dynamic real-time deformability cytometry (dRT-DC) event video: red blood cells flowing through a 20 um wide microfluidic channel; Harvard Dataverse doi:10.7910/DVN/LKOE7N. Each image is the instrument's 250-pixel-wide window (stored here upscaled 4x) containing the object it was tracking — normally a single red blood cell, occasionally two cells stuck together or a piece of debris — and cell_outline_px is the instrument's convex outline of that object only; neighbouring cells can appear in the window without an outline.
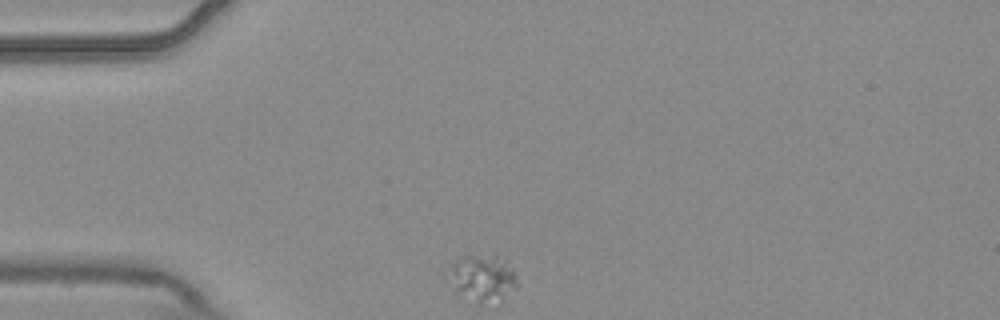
{"species": "common noctule bat (a hibernating species)", "species_latin": "Nyctalus noctula", "temperature_condition": "warm", "stored_images_in_passage": 2, "camera_frame_rate_fps": 3000, "um_per_image_px": 0.085, "animal": {"sex": "male", "body_mass_g": 20.4}, "frame": {"image": 1, "passage_image": 1, "time_ms": 0.0, "image_size_px": [1000, 320], "cell_outline_px": [[516, 288], [500, 296], [480, 304], [476, 304], [456, 296], [444, 280], [452, 264], [456, 260], [464, 256], [496, 256], [512, 272], [516, 280]], "centroid_in_image_um": [40.79, 23.68], "position_along_channel_um": 44.2, "area_um2": 18.32}}